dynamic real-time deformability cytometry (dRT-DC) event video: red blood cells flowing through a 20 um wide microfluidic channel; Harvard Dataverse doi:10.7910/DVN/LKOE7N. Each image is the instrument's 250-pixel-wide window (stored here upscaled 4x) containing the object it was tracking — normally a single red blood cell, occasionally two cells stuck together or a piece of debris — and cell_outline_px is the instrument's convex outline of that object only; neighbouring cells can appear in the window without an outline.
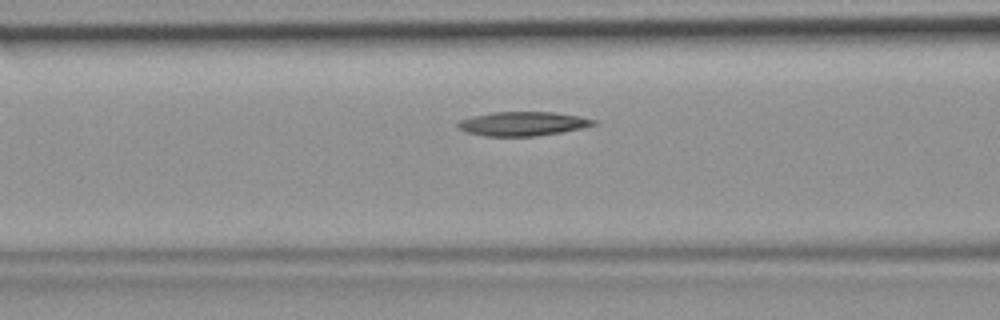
{"species": "common noctule bat (a hibernating species)", "species_latin": "Nyctalus noctula", "temperature_condition": "room temperature", "stored_images_in_passage": 5, "camera_frame_rate_fps": 3000, "um_per_image_px": 0.085, "animal": {"sex": "female", "body_mass_g": 19.9}, "frame": {"image": 1, "passage_image": 5, "time_ms": 1.333, "image_size_px": [1000, 320], "cell_outline_px": [[596, 124], [584, 128], [536, 136], [484, 136], [464, 132], [456, 128], [456, 124], [460, 120], [472, 116], [492, 112], [556, 112], [596, 120]], "centroid_in_image_um": [44.37, 10.52], "position_along_channel_um": 122.2, "area_um2": 19.13}}